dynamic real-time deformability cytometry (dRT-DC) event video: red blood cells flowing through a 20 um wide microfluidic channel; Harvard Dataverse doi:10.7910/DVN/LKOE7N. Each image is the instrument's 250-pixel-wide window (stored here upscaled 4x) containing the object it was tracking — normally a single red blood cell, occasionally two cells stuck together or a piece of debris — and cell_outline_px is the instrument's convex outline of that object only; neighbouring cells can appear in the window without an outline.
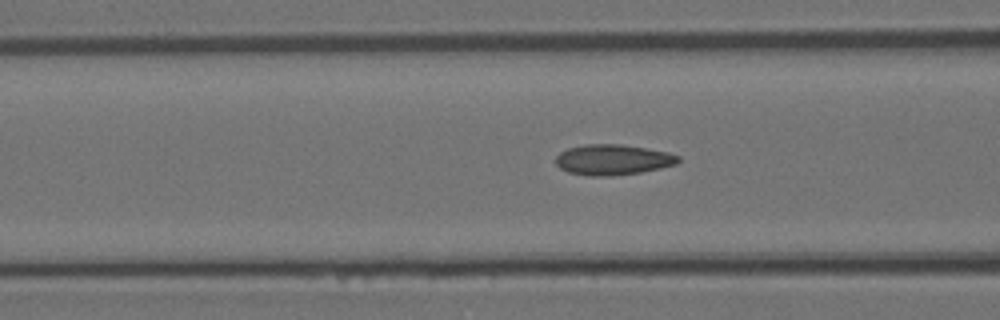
{"species": "Egyptian fruit bat (a non-hibernating species)", "species_latin": "Rousettus aegyptiacus", "temperature_condition": "room temperature", "stored_images_in_passage": 51, "camera_frame_rate_fps": 3000, "um_per_image_px": 0.085, "animal": {"sex": "female"}, "frame": {"image": 1, "passage_image": 18, "time_ms": 5.667, "image_size_px": [1000, 320], "cell_outline_px": [[680, 160], [676, 164], [660, 168], [640, 172], [612, 176], [588, 176], [568, 172], [560, 168], [556, 164], [556, 156], [560, 152], [568, 148], [584, 144], [620, 144], [668, 152], [680, 156]], "centroid_in_image_um": [52.07, 13.58], "position_along_channel_um": 114.5, "area_um2": 21.79}}
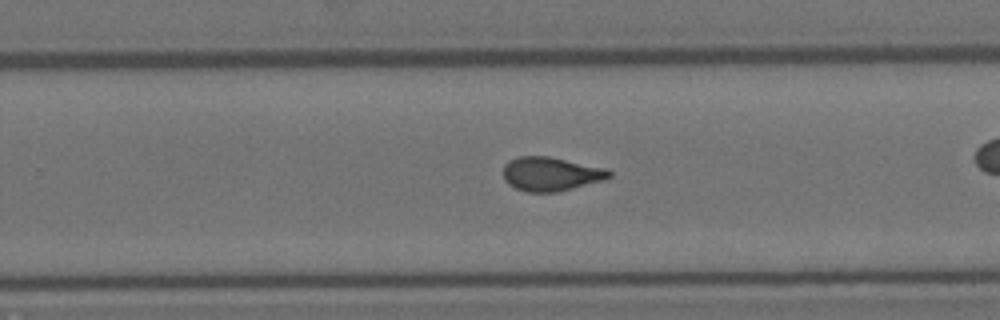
{"frame": {"image": 2, "passage_image": 31, "time_ms": 10.0, "image_size_px": [1000, 320], "cell_outline_px": [[612, 176], [604, 180], [556, 192], [528, 192], [516, 188], [508, 184], [504, 180], [504, 164], [508, 160], [520, 156], [548, 156], [608, 168], [612, 172]], "centroid_in_image_um": [46.83, 14.78], "position_along_channel_um": 283.0, "area_um2": 21.04}}
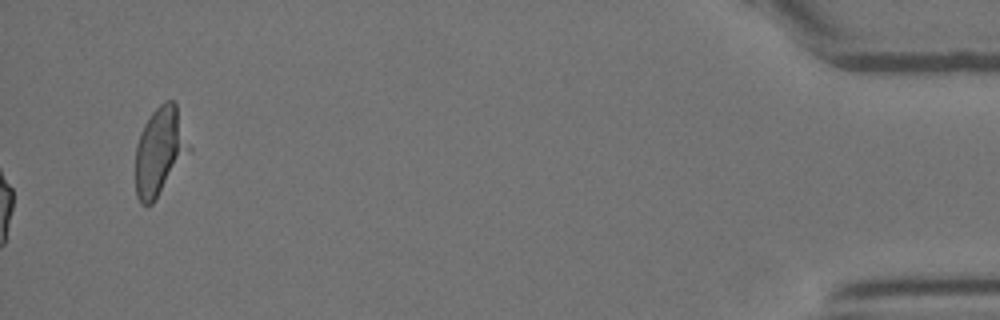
{"frame": {"image": 3, "passage_image": 51, "time_ms": 16.667, "image_size_px": [1000, 320], "cell_outline_px": [[192, 152], [152, 204], [140, 204], [136, 196], [136, 144], [140, 132], [144, 124], [152, 112], [164, 100], [172, 100], [176, 104], [192, 148]], "centroid_in_image_um": [13.61, 12.86], "position_along_channel_um": 421.6, "area_um2": 27.92}, "authors_computed_cell_mechanics": {"area_um2": 21.0392, "velocity_mm_per_s": 3.9054, "shape_relaxation_time_tau1_ms": null, "shape_relaxation_time_tau2_ms": 1.4689, "deformation_change_tau1": null, "deformation_change_tau2": 0.0913}}